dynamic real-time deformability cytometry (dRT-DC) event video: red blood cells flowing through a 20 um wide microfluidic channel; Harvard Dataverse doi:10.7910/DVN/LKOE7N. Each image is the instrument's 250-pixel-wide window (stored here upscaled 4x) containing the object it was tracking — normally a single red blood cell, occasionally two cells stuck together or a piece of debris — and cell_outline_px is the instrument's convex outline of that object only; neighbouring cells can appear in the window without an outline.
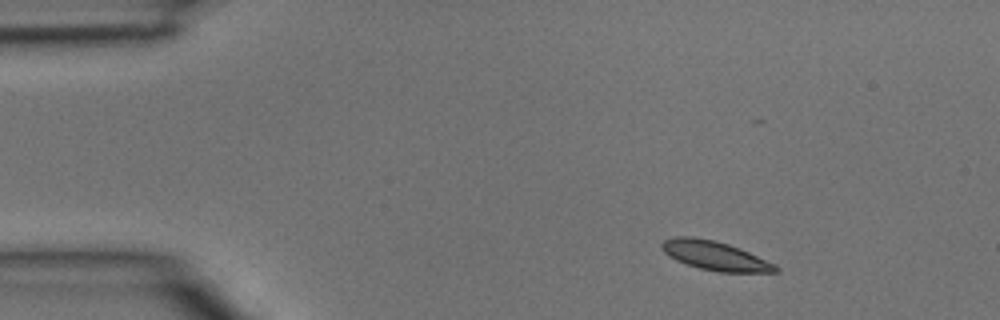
{"species": "common noctule bat (a hibernating species)", "species_latin": "Nyctalus noctula", "temperature_condition": "room temperature", "stored_images_in_passage": 3, "camera_frame_rate_fps": 3000, "um_per_image_px": 0.085, "animal": {"sex": "male", "body_mass_g": 15.6}, "frame": {"image": 1, "passage_image": 1, "time_ms": 0.0, "image_size_px": [1000, 320], "cell_outline_px": [[780, 272], [720, 272], [700, 268], [676, 260], [664, 252], [660, 248], [660, 244], [664, 240], [676, 236], [692, 236], [712, 240], [728, 244], [740, 248], [776, 264], [780, 268]], "centroid_in_image_um": [60.79, 21.73], "position_along_channel_um": 24.2, "area_um2": 19.25}}